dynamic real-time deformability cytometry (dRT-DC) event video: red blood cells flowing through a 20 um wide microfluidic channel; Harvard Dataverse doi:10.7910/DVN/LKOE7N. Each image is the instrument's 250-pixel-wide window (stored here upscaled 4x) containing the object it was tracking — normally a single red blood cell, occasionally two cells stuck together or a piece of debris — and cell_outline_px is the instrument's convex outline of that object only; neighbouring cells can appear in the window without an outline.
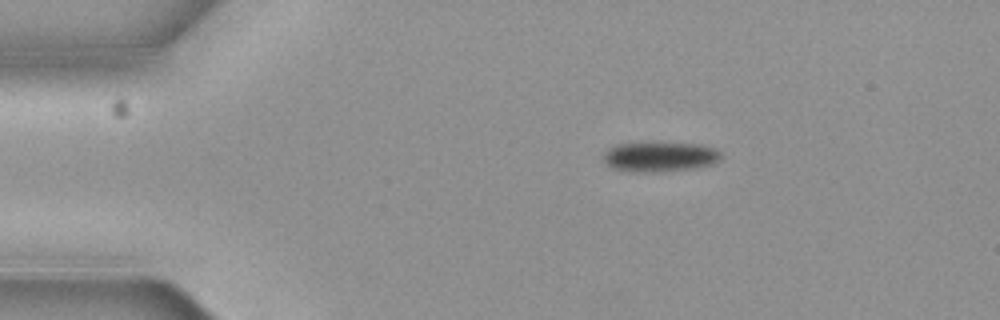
{"species": "common noctule bat (a hibernating species)", "species_latin": "Nyctalus noctula", "temperature_condition": "cold", "stored_images_in_passage": 4, "camera_frame_rate_fps": 3000, "um_per_image_px": 0.085, "animal": {"sex": "female", "body_mass_g": 19.3, "forearm_length_mm": 54.1}, "frame": {"image": 1, "passage_image": 2, "time_ms": 0.333, "image_size_px": [1000, 320], "cell_outline_px": [[724, 156], [720, 160], [712, 164], [692, 168], [656, 172], [632, 172], [612, 168], [604, 160], [604, 152], [608, 148], [616, 144], [700, 144], [716, 148]], "centroid_in_image_um": [56.11, 13.34], "position_along_channel_um": 28.9, "area_um2": 20.17}}
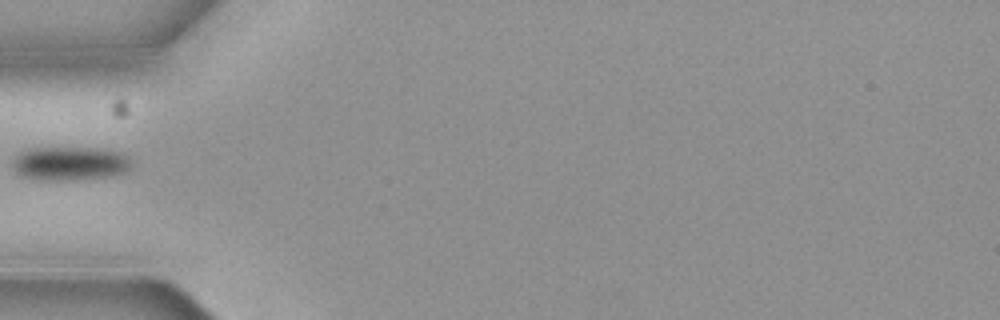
{"frame": {"image": 2, "passage_image": 4, "time_ms": 1.0, "image_size_px": [1000, 320], "cell_outline_px": [[132, 164], [124, 172], [108, 176], [68, 180], [40, 180], [24, 176], [16, 172], [12, 168], [12, 160], [20, 152], [28, 148], [92, 148], [120, 152], [128, 156]], "centroid_in_image_um": [5.9, 13.89], "position_along_channel_um": 79.1, "area_um2": 23.24}}